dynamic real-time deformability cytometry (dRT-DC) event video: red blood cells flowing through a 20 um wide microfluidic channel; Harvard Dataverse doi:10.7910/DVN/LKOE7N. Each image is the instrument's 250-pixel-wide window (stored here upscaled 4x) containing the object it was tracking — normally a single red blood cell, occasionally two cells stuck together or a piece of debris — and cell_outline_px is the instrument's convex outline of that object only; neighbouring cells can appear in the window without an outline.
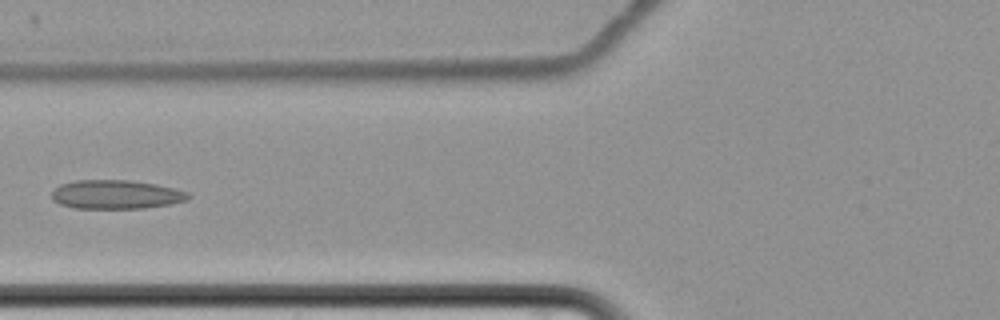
{"species": "common noctule bat (a hibernating species)", "species_latin": "Nyctalus noctula", "temperature_condition": "cold", "stored_images_in_passage": 12, "camera_frame_rate_fps": 3000, "um_per_image_px": 0.085, "animal": {"sex": "female", "body_mass_g": 22.7, "forearm_length_mm": 54.2}, "frame": {"image": 1, "passage_image": 7, "time_ms": 8.0, "image_size_px": [1000, 320], "cell_outline_px": [[192, 196], [188, 200], [172, 204], [144, 208], [72, 208], [60, 204], [52, 200], [52, 192], [60, 184], [76, 180], [128, 180], [156, 184], [188, 192]], "centroid_in_image_um": [9.87, 16.53], "position_along_channel_um": 115.9, "area_um2": 23.06}}
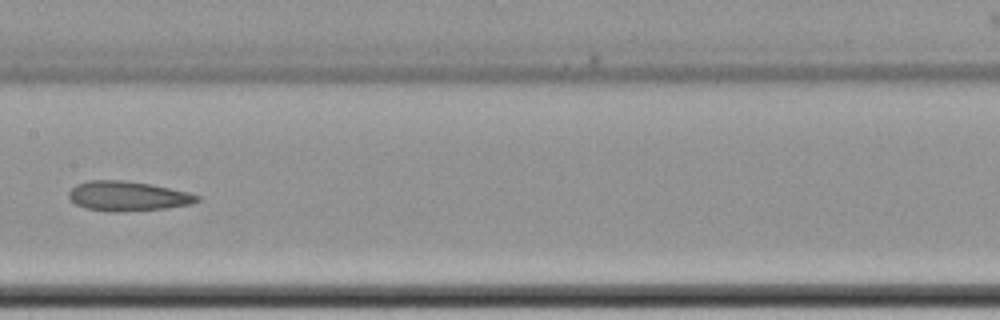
{"frame": {"image": 2, "passage_image": 9, "time_ms": 10.333, "image_size_px": [1000, 320], "cell_outline_px": [[200, 200], [192, 204], [168, 208], [120, 212], [112, 212], [84, 208], [76, 204], [68, 196], [68, 192], [76, 184], [88, 180], [124, 180], [152, 184], [188, 192], [200, 196]], "centroid_in_image_um": [10.86, 16.67], "position_along_channel_um": 196.5, "area_um2": 22.43}}
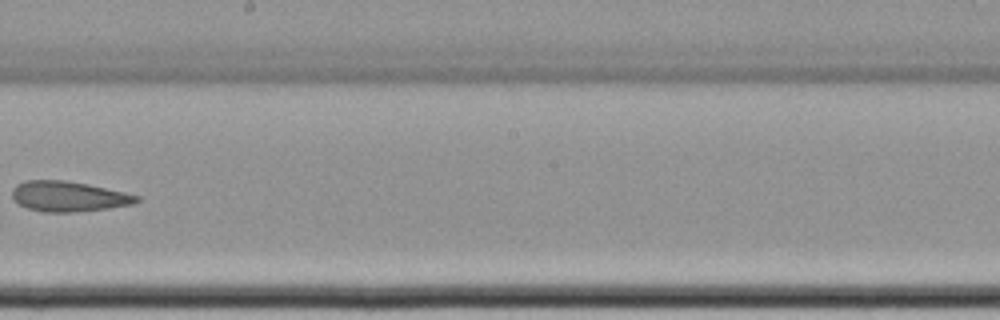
{"frame": {"image": 3, "passage_image": 10, "time_ms": 11.667, "image_size_px": [1000, 320], "cell_outline_px": [[140, 200], [132, 204], [108, 208], [72, 212], [44, 212], [28, 208], [16, 204], [12, 200], [12, 188], [16, 184], [24, 180], [64, 180], [88, 184], [124, 192], [140, 196]], "centroid_in_image_um": [5.77, 16.69], "position_along_channel_um": 242.4, "area_um2": 22.08}}